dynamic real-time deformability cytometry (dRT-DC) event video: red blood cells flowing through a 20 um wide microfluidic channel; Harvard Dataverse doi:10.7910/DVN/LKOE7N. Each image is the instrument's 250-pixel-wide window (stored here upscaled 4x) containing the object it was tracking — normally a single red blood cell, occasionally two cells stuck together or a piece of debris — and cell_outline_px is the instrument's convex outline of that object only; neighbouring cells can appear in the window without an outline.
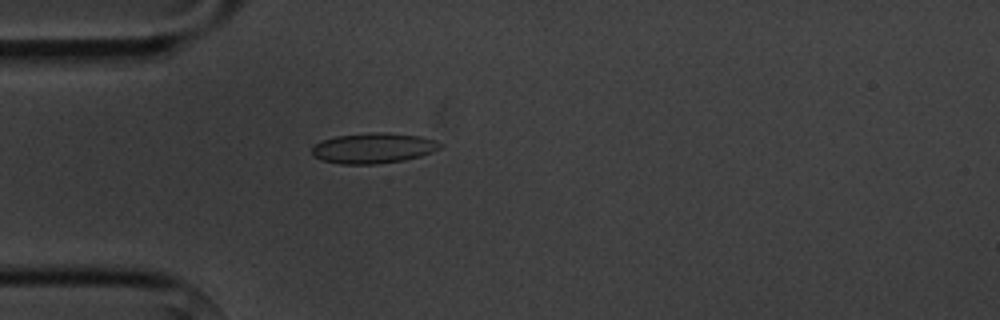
{"species": "common noctule bat (a hibernating species)", "species_latin": "Nyctalus noctula", "temperature_condition": "cold", "stored_images_in_passage": 3, "camera_frame_rate_fps": 3000, "um_per_image_px": 0.085, "animal": {"sex": "male", "body_mass_g": 20.1, "forearm_length_mm": 53.5}, "frame": {"image": 1, "passage_image": 3, "time_ms": 3.333, "image_size_px": [1000, 320], "cell_outline_px": [[444, 144], [440, 148], [432, 152], [420, 156], [404, 160], [376, 164], [340, 164], [320, 160], [312, 156], [312, 148], [320, 140], [336, 136], [368, 132], [384, 132], [420, 136], [436, 140]], "centroid_in_image_um": [31.72, 12.59], "position_along_channel_um": 53.3, "area_um2": 22.95}}